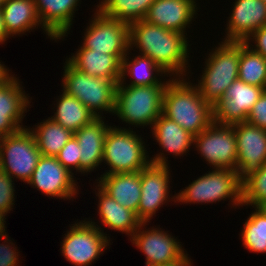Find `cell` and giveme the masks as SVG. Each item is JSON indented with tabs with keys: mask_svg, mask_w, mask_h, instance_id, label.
Instances as JSON below:
<instances>
[{
	"mask_svg": "<svg viewBox=\"0 0 266 266\" xmlns=\"http://www.w3.org/2000/svg\"><path fill=\"white\" fill-rule=\"evenodd\" d=\"M187 39L185 34L145 20L129 24V50L135 47L138 54L151 58L171 78H184L191 73L188 68L191 45Z\"/></svg>",
	"mask_w": 266,
	"mask_h": 266,
	"instance_id": "cell-1",
	"label": "cell"
},
{
	"mask_svg": "<svg viewBox=\"0 0 266 266\" xmlns=\"http://www.w3.org/2000/svg\"><path fill=\"white\" fill-rule=\"evenodd\" d=\"M189 79V76L172 78L168 82L163 94L162 114L196 136L213 122V111Z\"/></svg>",
	"mask_w": 266,
	"mask_h": 266,
	"instance_id": "cell-2",
	"label": "cell"
},
{
	"mask_svg": "<svg viewBox=\"0 0 266 266\" xmlns=\"http://www.w3.org/2000/svg\"><path fill=\"white\" fill-rule=\"evenodd\" d=\"M240 49L241 42L222 40L206 56L202 75L195 85L211 107L222 99L229 86L238 79Z\"/></svg>",
	"mask_w": 266,
	"mask_h": 266,
	"instance_id": "cell-3",
	"label": "cell"
},
{
	"mask_svg": "<svg viewBox=\"0 0 266 266\" xmlns=\"http://www.w3.org/2000/svg\"><path fill=\"white\" fill-rule=\"evenodd\" d=\"M167 84L150 86H127L118 84L116 89L115 109L122 122L133 127H152L162 114L163 94Z\"/></svg>",
	"mask_w": 266,
	"mask_h": 266,
	"instance_id": "cell-4",
	"label": "cell"
},
{
	"mask_svg": "<svg viewBox=\"0 0 266 266\" xmlns=\"http://www.w3.org/2000/svg\"><path fill=\"white\" fill-rule=\"evenodd\" d=\"M113 126L109 128L104 141L102 164L108 165V170L102 175L139 172L146 168L151 160L142 135L136 134L131 127Z\"/></svg>",
	"mask_w": 266,
	"mask_h": 266,
	"instance_id": "cell-5",
	"label": "cell"
},
{
	"mask_svg": "<svg viewBox=\"0 0 266 266\" xmlns=\"http://www.w3.org/2000/svg\"><path fill=\"white\" fill-rule=\"evenodd\" d=\"M207 172L176 193V202L213 204L228 199L233 208L242 207V182L238 179L237 171L212 168V171Z\"/></svg>",
	"mask_w": 266,
	"mask_h": 266,
	"instance_id": "cell-6",
	"label": "cell"
},
{
	"mask_svg": "<svg viewBox=\"0 0 266 266\" xmlns=\"http://www.w3.org/2000/svg\"><path fill=\"white\" fill-rule=\"evenodd\" d=\"M63 69L62 91L77 98L97 118H102L103 111L114 115L116 89L119 82L80 72L67 60Z\"/></svg>",
	"mask_w": 266,
	"mask_h": 266,
	"instance_id": "cell-7",
	"label": "cell"
},
{
	"mask_svg": "<svg viewBox=\"0 0 266 266\" xmlns=\"http://www.w3.org/2000/svg\"><path fill=\"white\" fill-rule=\"evenodd\" d=\"M41 156L29 127L0 137V170L13 179L27 183Z\"/></svg>",
	"mask_w": 266,
	"mask_h": 266,
	"instance_id": "cell-8",
	"label": "cell"
},
{
	"mask_svg": "<svg viewBox=\"0 0 266 266\" xmlns=\"http://www.w3.org/2000/svg\"><path fill=\"white\" fill-rule=\"evenodd\" d=\"M61 241V253L74 266H89L104 254L111 244L106 236L86 218L70 225Z\"/></svg>",
	"mask_w": 266,
	"mask_h": 266,
	"instance_id": "cell-9",
	"label": "cell"
},
{
	"mask_svg": "<svg viewBox=\"0 0 266 266\" xmlns=\"http://www.w3.org/2000/svg\"><path fill=\"white\" fill-rule=\"evenodd\" d=\"M193 145L211 168L236 170L237 145L232 125L212 122L194 136Z\"/></svg>",
	"mask_w": 266,
	"mask_h": 266,
	"instance_id": "cell-10",
	"label": "cell"
},
{
	"mask_svg": "<svg viewBox=\"0 0 266 266\" xmlns=\"http://www.w3.org/2000/svg\"><path fill=\"white\" fill-rule=\"evenodd\" d=\"M92 16L81 46L109 55H126L129 50V24L99 11Z\"/></svg>",
	"mask_w": 266,
	"mask_h": 266,
	"instance_id": "cell-11",
	"label": "cell"
},
{
	"mask_svg": "<svg viewBox=\"0 0 266 266\" xmlns=\"http://www.w3.org/2000/svg\"><path fill=\"white\" fill-rule=\"evenodd\" d=\"M146 225L147 222H142L137 231L129 238L132 244L144 253L146 266L171 264L180 260L187 253L180 240L168 233L170 231L156 228V226L147 229Z\"/></svg>",
	"mask_w": 266,
	"mask_h": 266,
	"instance_id": "cell-12",
	"label": "cell"
},
{
	"mask_svg": "<svg viewBox=\"0 0 266 266\" xmlns=\"http://www.w3.org/2000/svg\"><path fill=\"white\" fill-rule=\"evenodd\" d=\"M169 168L168 165L150 163L140 171L141 199L136 214L142 222H150L164 204L167 205L170 201L176 203V194H170Z\"/></svg>",
	"mask_w": 266,
	"mask_h": 266,
	"instance_id": "cell-13",
	"label": "cell"
},
{
	"mask_svg": "<svg viewBox=\"0 0 266 266\" xmlns=\"http://www.w3.org/2000/svg\"><path fill=\"white\" fill-rule=\"evenodd\" d=\"M76 181L74 174L66 169L56 157L41 156L27 184L37 188L47 197L71 200L79 194Z\"/></svg>",
	"mask_w": 266,
	"mask_h": 266,
	"instance_id": "cell-14",
	"label": "cell"
},
{
	"mask_svg": "<svg viewBox=\"0 0 266 266\" xmlns=\"http://www.w3.org/2000/svg\"><path fill=\"white\" fill-rule=\"evenodd\" d=\"M265 90L240 79L235 80L212 107L213 123L233 125L246 122L249 112Z\"/></svg>",
	"mask_w": 266,
	"mask_h": 266,
	"instance_id": "cell-15",
	"label": "cell"
},
{
	"mask_svg": "<svg viewBox=\"0 0 266 266\" xmlns=\"http://www.w3.org/2000/svg\"><path fill=\"white\" fill-rule=\"evenodd\" d=\"M236 135L238 179L243 182L266 164V130L247 122L232 125Z\"/></svg>",
	"mask_w": 266,
	"mask_h": 266,
	"instance_id": "cell-16",
	"label": "cell"
},
{
	"mask_svg": "<svg viewBox=\"0 0 266 266\" xmlns=\"http://www.w3.org/2000/svg\"><path fill=\"white\" fill-rule=\"evenodd\" d=\"M13 76L0 86V137L25 128L22 122L30 108L32 97L22 88L19 77Z\"/></svg>",
	"mask_w": 266,
	"mask_h": 266,
	"instance_id": "cell-17",
	"label": "cell"
},
{
	"mask_svg": "<svg viewBox=\"0 0 266 266\" xmlns=\"http://www.w3.org/2000/svg\"><path fill=\"white\" fill-rule=\"evenodd\" d=\"M227 19L224 41L244 42L266 25V3L262 0H235Z\"/></svg>",
	"mask_w": 266,
	"mask_h": 266,
	"instance_id": "cell-18",
	"label": "cell"
},
{
	"mask_svg": "<svg viewBox=\"0 0 266 266\" xmlns=\"http://www.w3.org/2000/svg\"><path fill=\"white\" fill-rule=\"evenodd\" d=\"M197 0H155L144 20L187 36L186 28L198 14ZM195 16V17H194Z\"/></svg>",
	"mask_w": 266,
	"mask_h": 266,
	"instance_id": "cell-19",
	"label": "cell"
},
{
	"mask_svg": "<svg viewBox=\"0 0 266 266\" xmlns=\"http://www.w3.org/2000/svg\"><path fill=\"white\" fill-rule=\"evenodd\" d=\"M153 139L161 147V151L154 157H150L151 163L156 165H169L168 155L176 156L187 155L190 146H194V136L183 129L177 122L170 120L161 114L151 127ZM163 149V150H162ZM165 153H164V152Z\"/></svg>",
	"mask_w": 266,
	"mask_h": 266,
	"instance_id": "cell-20",
	"label": "cell"
},
{
	"mask_svg": "<svg viewBox=\"0 0 266 266\" xmlns=\"http://www.w3.org/2000/svg\"><path fill=\"white\" fill-rule=\"evenodd\" d=\"M105 117L94 119L89 125L74 132L80 146V172L85 175L94 172L102 164L104 141L111 126L105 123Z\"/></svg>",
	"mask_w": 266,
	"mask_h": 266,
	"instance_id": "cell-21",
	"label": "cell"
},
{
	"mask_svg": "<svg viewBox=\"0 0 266 266\" xmlns=\"http://www.w3.org/2000/svg\"><path fill=\"white\" fill-rule=\"evenodd\" d=\"M95 195L98 197V214L99 219H101L100 225L96 224L93 220L88 221L99 228L103 234L104 227L110 228V230L118 231L125 233L130 238L137 231L138 227L141 225L142 221L138 218L136 212L123 207L121 204H118L116 200L106 194L98 185L95 188ZM104 226L103 228L101 226Z\"/></svg>",
	"mask_w": 266,
	"mask_h": 266,
	"instance_id": "cell-22",
	"label": "cell"
},
{
	"mask_svg": "<svg viewBox=\"0 0 266 266\" xmlns=\"http://www.w3.org/2000/svg\"><path fill=\"white\" fill-rule=\"evenodd\" d=\"M66 60L85 74L120 82L122 59L125 55H109L80 47Z\"/></svg>",
	"mask_w": 266,
	"mask_h": 266,
	"instance_id": "cell-23",
	"label": "cell"
},
{
	"mask_svg": "<svg viewBox=\"0 0 266 266\" xmlns=\"http://www.w3.org/2000/svg\"><path fill=\"white\" fill-rule=\"evenodd\" d=\"M1 11L10 38L15 35L21 36L26 32L30 33L41 27L47 38L57 42V39L42 25L34 0H7Z\"/></svg>",
	"mask_w": 266,
	"mask_h": 266,
	"instance_id": "cell-24",
	"label": "cell"
},
{
	"mask_svg": "<svg viewBox=\"0 0 266 266\" xmlns=\"http://www.w3.org/2000/svg\"><path fill=\"white\" fill-rule=\"evenodd\" d=\"M42 25L58 40L70 34L81 0H34Z\"/></svg>",
	"mask_w": 266,
	"mask_h": 266,
	"instance_id": "cell-25",
	"label": "cell"
},
{
	"mask_svg": "<svg viewBox=\"0 0 266 266\" xmlns=\"http://www.w3.org/2000/svg\"><path fill=\"white\" fill-rule=\"evenodd\" d=\"M96 180V184L118 204L137 213L141 199L140 171L100 175Z\"/></svg>",
	"mask_w": 266,
	"mask_h": 266,
	"instance_id": "cell-26",
	"label": "cell"
},
{
	"mask_svg": "<svg viewBox=\"0 0 266 266\" xmlns=\"http://www.w3.org/2000/svg\"><path fill=\"white\" fill-rule=\"evenodd\" d=\"M131 50L122 59L121 77L118 84H127V77L131 82L127 86H150L153 84H168L172 79L164 81L163 77H170L151 58L143 55H135L131 58ZM135 55V56H134ZM130 59V60H129ZM164 74V76H163ZM130 75V76H128ZM127 76V77H126ZM163 78V81H162Z\"/></svg>",
	"mask_w": 266,
	"mask_h": 266,
	"instance_id": "cell-27",
	"label": "cell"
},
{
	"mask_svg": "<svg viewBox=\"0 0 266 266\" xmlns=\"http://www.w3.org/2000/svg\"><path fill=\"white\" fill-rule=\"evenodd\" d=\"M61 93L54 106L56 112L54 109V115L50 117L55 122L74 133L97 118L77 98L67 95L64 91Z\"/></svg>",
	"mask_w": 266,
	"mask_h": 266,
	"instance_id": "cell-28",
	"label": "cell"
},
{
	"mask_svg": "<svg viewBox=\"0 0 266 266\" xmlns=\"http://www.w3.org/2000/svg\"><path fill=\"white\" fill-rule=\"evenodd\" d=\"M35 126V128H34ZM29 129L36 138L37 146L42 156L55 157L74 133L48 117L46 120Z\"/></svg>",
	"mask_w": 266,
	"mask_h": 266,
	"instance_id": "cell-29",
	"label": "cell"
},
{
	"mask_svg": "<svg viewBox=\"0 0 266 266\" xmlns=\"http://www.w3.org/2000/svg\"><path fill=\"white\" fill-rule=\"evenodd\" d=\"M238 79L266 89V58L241 42Z\"/></svg>",
	"mask_w": 266,
	"mask_h": 266,
	"instance_id": "cell-30",
	"label": "cell"
},
{
	"mask_svg": "<svg viewBox=\"0 0 266 266\" xmlns=\"http://www.w3.org/2000/svg\"><path fill=\"white\" fill-rule=\"evenodd\" d=\"M241 231L242 244L249 252L266 254V209L254 207Z\"/></svg>",
	"mask_w": 266,
	"mask_h": 266,
	"instance_id": "cell-31",
	"label": "cell"
},
{
	"mask_svg": "<svg viewBox=\"0 0 266 266\" xmlns=\"http://www.w3.org/2000/svg\"><path fill=\"white\" fill-rule=\"evenodd\" d=\"M155 0H113L102 12L109 18L130 24L144 20Z\"/></svg>",
	"mask_w": 266,
	"mask_h": 266,
	"instance_id": "cell-32",
	"label": "cell"
},
{
	"mask_svg": "<svg viewBox=\"0 0 266 266\" xmlns=\"http://www.w3.org/2000/svg\"><path fill=\"white\" fill-rule=\"evenodd\" d=\"M266 207V164L242 182V207Z\"/></svg>",
	"mask_w": 266,
	"mask_h": 266,
	"instance_id": "cell-33",
	"label": "cell"
},
{
	"mask_svg": "<svg viewBox=\"0 0 266 266\" xmlns=\"http://www.w3.org/2000/svg\"><path fill=\"white\" fill-rule=\"evenodd\" d=\"M80 156V146L73 136L55 157L66 169L74 174V172L80 173Z\"/></svg>",
	"mask_w": 266,
	"mask_h": 266,
	"instance_id": "cell-34",
	"label": "cell"
},
{
	"mask_svg": "<svg viewBox=\"0 0 266 266\" xmlns=\"http://www.w3.org/2000/svg\"><path fill=\"white\" fill-rule=\"evenodd\" d=\"M14 179L0 170V215L5 218L14 207L15 186Z\"/></svg>",
	"mask_w": 266,
	"mask_h": 266,
	"instance_id": "cell-35",
	"label": "cell"
},
{
	"mask_svg": "<svg viewBox=\"0 0 266 266\" xmlns=\"http://www.w3.org/2000/svg\"><path fill=\"white\" fill-rule=\"evenodd\" d=\"M6 233L5 230L0 235L1 241H4V243H0V266H19V249L17 250L13 241L9 239L11 237H8Z\"/></svg>",
	"mask_w": 266,
	"mask_h": 266,
	"instance_id": "cell-36",
	"label": "cell"
},
{
	"mask_svg": "<svg viewBox=\"0 0 266 266\" xmlns=\"http://www.w3.org/2000/svg\"><path fill=\"white\" fill-rule=\"evenodd\" d=\"M246 122L266 130V90L252 107Z\"/></svg>",
	"mask_w": 266,
	"mask_h": 266,
	"instance_id": "cell-37",
	"label": "cell"
},
{
	"mask_svg": "<svg viewBox=\"0 0 266 266\" xmlns=\"http://www.w3.org/2000/svg\"><path fill=\"white\" fill-rule=\"evenodd\" d=\"M244 42L252 50L266 58V25L254 31Z\"/></svg>",
	"mask_w": 266,
	"mask_h": 266,
	"instance_id": "cell-38",
	"label": "cell"
},
{
	"mask_svg": "<svg viewBox=\"0 0 266 266\" xmlns=\"http://www.w3.org/2000/svg\"><path fill=\"white\" fill-rule=\"evenodd\" d=\"M11 69L9 70L3 62H0V86L4 85L9 81L15 74H12Z\"/></svg>",
	"mask_w": 266,
	"mask_h": 266,
	"instance_id": "cell-39",
	"label": "cell"
},
{
	"mask_svg": "<svg viewBox=\"0 0 266 266\" xmlns=\"http://www.w3.org/2000/svg\"><path fill=\"white\" fill-rule=\"evenodd\" d=\"M192 259L188 257V254L186 253L180 260L173 262L171 264H165V265H155V266H192L193 262H191Z\"/></svg>",
	"mask_w": 266,
	"mask_h": 266,
	"instance_id": "cell-40",
	"label": "cell"
},
{
	"mask_svg": "<svg viewBox=\"0 0 266 266\" xmlns=\"http://www.w3.org/2000/svg\"><path fill=\"white\" fill-rule=\"evenodd\" d=\"M9 36L7 34L4 21H3V16H2V11L0 8V45L5 43L8 40Z\"/></svg>",
	"mask_w": 266,
	"mask_h": 266,
	"instance_id": "cell-41",
	"label": "cell"
},
{
	"mask_svg": "<svg viewBox=\"0 0 266 266\" xmlns=\"http://www.w3.org/2000/svg\"><path fill=\"white\" fill-rule=\"evenodd\" d=\"M112 1L113 0H99V3L95 6L96 9L93 10L102 12Z\"/></svg>",
	"mask_w": 266,
	"mask_h": 266,
	"instance_id": "cell-42",
	"label": "cell"
},
{
	"mask_svg": "<svg viewBox=\"0 0 266 266\" xmlns=\"http://www.w3.org/2000/svg\"><path fill=\"white\" fill-rule=\"evenodd\" d=\"M6 218H3L1 215H0V235L6 230Z\"/></svg>",
	"mask_w": 266,
	"mask_h": 266,
	"instance_id": "cell-43",
	"label": "cell"
},
{
	"mask_svg": "<svg viewBox=\"0 0 266 266\" xmlns=\"http://www.w3.org/2000/svg\"><path fill=\"white\" fill-rule=\"evenodd\" d=\"M7 0H0V8H2L3 4L6 2Z\"/></svg>",
	"mask_w": 266,
	"mask_h": 266,
	"instance_id": "cell-44",
	"label": "cell"
}]
</instances>
